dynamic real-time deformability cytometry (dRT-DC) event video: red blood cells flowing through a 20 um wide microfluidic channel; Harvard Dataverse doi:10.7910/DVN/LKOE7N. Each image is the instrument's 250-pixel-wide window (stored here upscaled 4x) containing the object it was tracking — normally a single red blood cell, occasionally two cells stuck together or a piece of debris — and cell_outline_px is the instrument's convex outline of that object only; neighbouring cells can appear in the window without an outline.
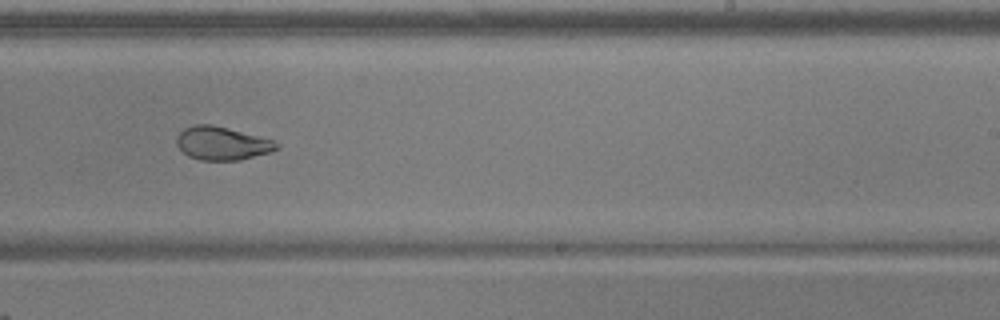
{"species": "common noctule bat (a hibernating species)", "species_latin": "Nyctalus noctula", "temperature_condition": "warm", "stored_images_in_passage": 30, "camera_frame_rate_fps": 3000, "um_per_image_px": 0.085, "animal": {"sex": "male", "body_mass_g": 17.9, "forearm_length_mm": 54.2}, "frame": {"image": 1, "passage_image": 18, "time_ms": 5.667, "image_size_px": [1000, 320], "cell_outline_px": [[280, 148], [272, 152], [240, 160], [200, 160], [188, 156], [176, 144], [176, 140], [180, 132], [184, 128], [196, 124], [212, 124], [228, 128], [272, 140], [280, 144]], "centroid_in_image_um": [18.89, 12.19], "position_along_channel_um": 270.1, "area_um2": 19.36}, "authors_computed_cell_mechanics": {"area_um2": 20.4034, "velocity_mm_per_s": 3.9358, "shape_relaxation_time_tau1_ms": 5.476, "shape_relaxation_time_tau2_ms": 2.0791, "deformation_change_tau1": 0.1875, "deformation_change_tau2": 0.0693}}